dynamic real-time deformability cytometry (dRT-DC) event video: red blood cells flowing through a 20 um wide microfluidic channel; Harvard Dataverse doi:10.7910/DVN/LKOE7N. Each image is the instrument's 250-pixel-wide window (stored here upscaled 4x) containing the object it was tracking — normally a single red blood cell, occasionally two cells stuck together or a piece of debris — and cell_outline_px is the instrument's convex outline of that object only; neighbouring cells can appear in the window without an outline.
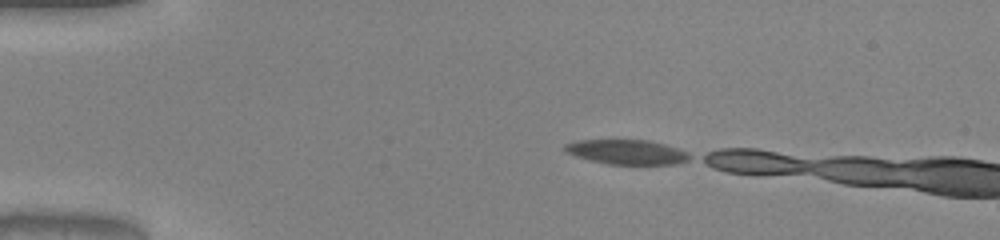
{"species": "common noctule bat (a hibernating species)", "species_latin": "Nyctalus noctula", "temperature_condition": "warm", "stored_images_in_passage": 5, "camera_frame_rate_fps": 3000, "um_per_image_px": 0.085, "animal": {"sex": "male", "body_mass_g": 20.0, "forearm_length_mm": 53.3}, "frame": {"image": 1, "passage_image": 1, "time_ms": 0.0, "image_size_px": [1000, 240], "cell_outline_px": [[692, 156], [688, 160], [672, 164], [608, 164], [576, 156], [564, 152], [564, 144], [580, 140], [648, 140], [676, 148]], "centroid_in_image_um": [53.23, 12.92], "position_along_channel_um": 31.8, "area_um2": 17.57}}